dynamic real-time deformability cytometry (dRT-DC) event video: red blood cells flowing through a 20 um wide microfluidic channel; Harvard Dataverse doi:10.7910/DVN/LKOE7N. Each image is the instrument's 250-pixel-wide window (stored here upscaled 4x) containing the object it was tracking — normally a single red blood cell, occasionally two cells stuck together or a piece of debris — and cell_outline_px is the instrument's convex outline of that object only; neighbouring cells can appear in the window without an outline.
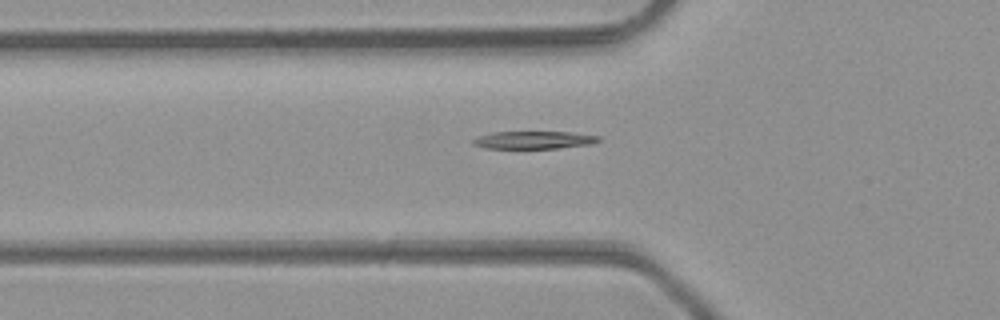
{"species": "common noctule bat (a hibernating species)", "species_latin": "Nyctalus noctula", "temperature_condition": "room temperature", "stored_images_in_passage": 31, "camera_frame_rate_fps": 3000, "um_per_image_px": 0.085, "animal": {"sex": "male", "body_mass_g": 23.1, "forearm_length_mm": 52.7}, "frame": {"image": 1, "passage_image": 3, "time_ms": 0.667, "image_size_px": [1000, 320], "cell_outline_px": [[600, 140], [592, 144], [556, 148], [484, 148], [472, 144], [472, 140], [480, 136], [492, 132], [572, 132], [600, 136]], "centroid_in_image_um": [45.39, 11.89], "position_along_channel_um": 80.4, "area_um2": 12.83}}
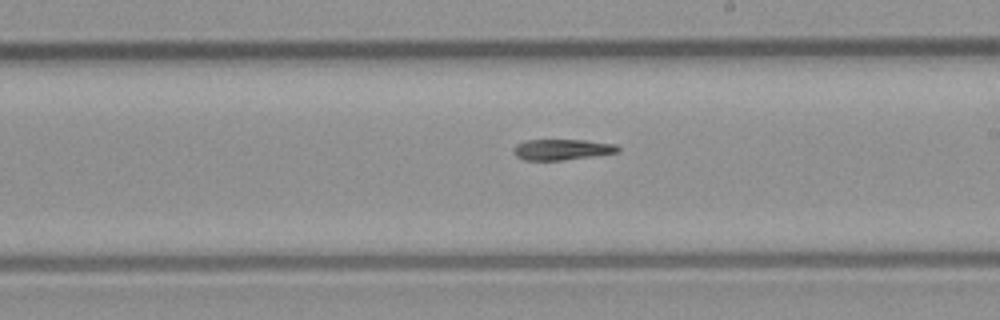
{"frame": {"image": 2, "passage_image": 14, "time_ms": 4.333, "image_size_px": [1000, 320], "cell_outline_px": [[620, 148], [616, 152], [592, 156], [560, 160], [524, 160], [516, 156], [512, 152], [512, 148], [516, 144], [524, 140], [584, 140], [616, 144]], "centroid_in_image_um": [47.7, 12.7], "position_along_channel_um": 241.3, "area_um2": 12.6}}
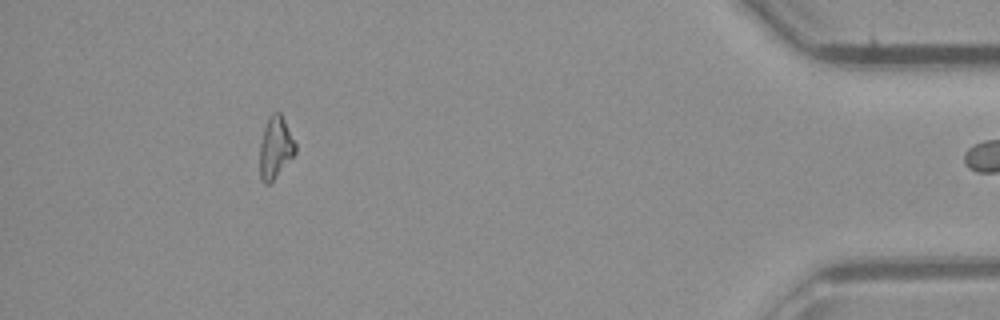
{"frame": {"image": 3, "passage_image": 30, "time_ms": 9.667, "image_size_px": [1000, 320], "cell_outline_px": [[296, 152], [276, 176], [268, 184], [264, 184], [260, 176], [260, 144], [264, 128], [268, 116], [272, 112], [280, 112], [296, 144]], "centroid_in_image_um": [23.4, 12.52], "position_along_channel_um": 411.8, "area_um2": 12.6}}